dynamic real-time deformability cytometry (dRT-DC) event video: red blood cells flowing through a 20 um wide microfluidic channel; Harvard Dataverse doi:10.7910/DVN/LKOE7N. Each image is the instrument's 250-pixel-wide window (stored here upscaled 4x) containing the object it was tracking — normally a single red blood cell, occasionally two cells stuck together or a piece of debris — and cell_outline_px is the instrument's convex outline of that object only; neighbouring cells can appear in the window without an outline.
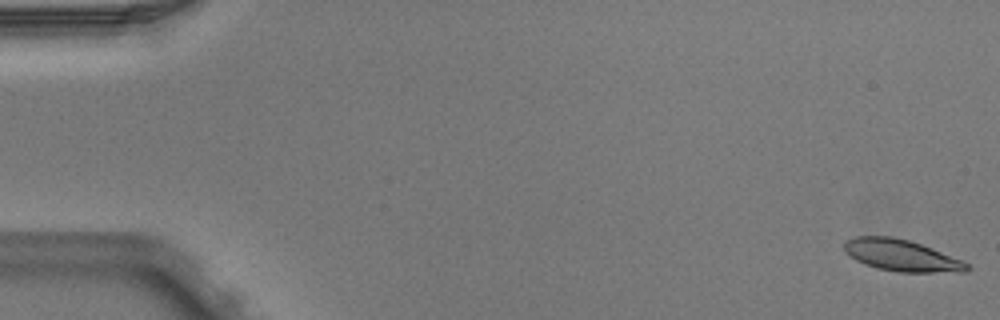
{"species": "Egyptian fruit bat (a non-hibernating species)", "species_latin": "Rousettus aegyptiacus", "temperature_condition": "warm", "stored_images_in_passage": 5, "camera_frame_rate_fps": 3000, "um_per_image_px": 0.085, "animal": {"sex": "male"}, "frame": {"image": 1, "passage_image": 1, "time_ms": 0.0, "image_size_px": [1000, 320], "cell_outline_px": [[972, 268], [968, 272], [896, 272], [876, 268], [864, 264], [856, 260], [844, 252], [844, 244], [848, 240], [856, 236], [892, 236], [908, 240], [932, 248], [964, 260]], "centroid_in_image_um": [76.66, 21.72], "position_along_channel_um": 8.3, "area_um2": 22.77}}
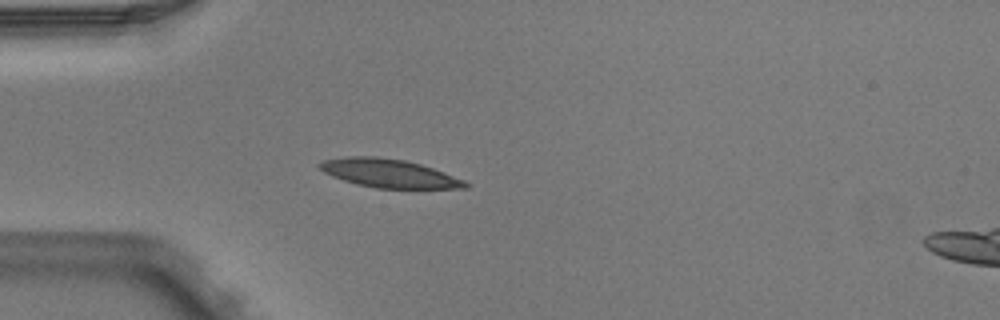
{"frame": {"image": 2, "passage_image": 5, "time_ms": 1.333, "image_size_px": [1000, 320], "cell_outline_px": [[472, 184], [468, 188], [376, 188], [356, 184], [332, 176], [324, 172], [316, 164], [324, 160], [344, 156], [376, 156], [404, 160], [420, 164], [444, 172], [464, 180]], "centroid_in_image_um": [33.06, 14.73], "position_along_channel_um": 51.9, "area_um2": 24.16}}